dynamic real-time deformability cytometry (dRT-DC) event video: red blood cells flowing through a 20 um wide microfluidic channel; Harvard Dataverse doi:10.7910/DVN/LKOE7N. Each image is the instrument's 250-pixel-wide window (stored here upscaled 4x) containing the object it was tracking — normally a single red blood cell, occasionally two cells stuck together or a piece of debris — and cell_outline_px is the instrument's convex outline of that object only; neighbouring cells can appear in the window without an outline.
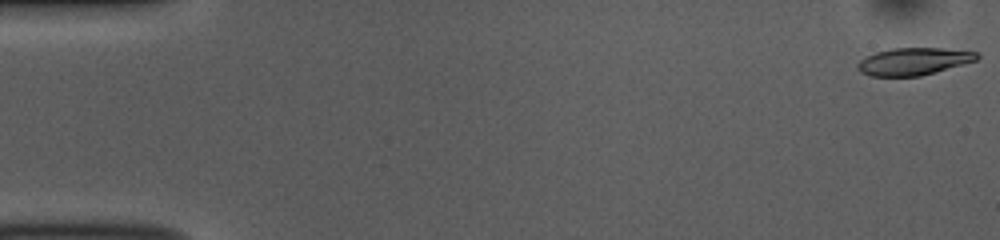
{"species": "common noctule bat (a hibernating species)", "species_latin": "Nyctalus noctula", "temperature_condition": "room temperature", "stored_images_in_passage": 52, "camera_frame_rate_fps": 3000, "um_per_image_px": 0.085, "animal": {"sex": "female", "body_mass_g": 10.0, "forearm_length_mm": 53.1}, "frame": {"image": 1, "passage_image": 1, "time_ms": 0.0, "image_size_px": [1000, 240], "cell_outline_px": [[980, 56], [976, 60], [936, 72], [920, 76], [872, 76], [860, 72], [856, 68], [856, 64], [860, 60], [876, 52], [892, 48], [940, 48], [976, 52]], "centroid_in_image_um": [77.62, 5.22], "position_along_channel_um": 7.4, "area_um2": 18.84}}
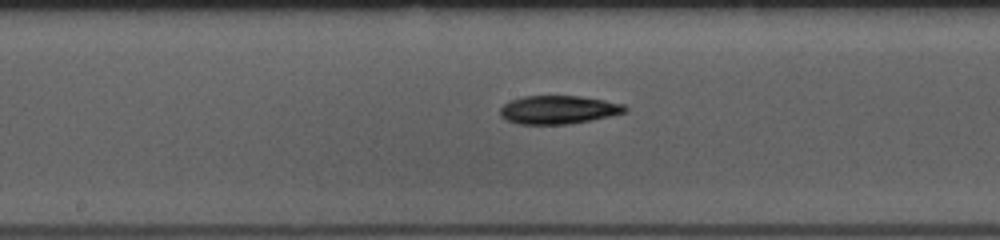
{"frame": {"image": 2, "passage_image": 27, "time_ms": 8.667, "image_size_px": [1000, 240], "cell_outline_px": [[628, 112], [568, 124], [520, 124], [508, 120], [500, 116], [500, 108], [508, 100], [524, 96], [580, 96], [604, 100], [624, 104], [628, 108]], "centroid_in_image_um": [47.45, 9.32], "position_along_channel_um": 200.7, "area_um2": 20.58}}
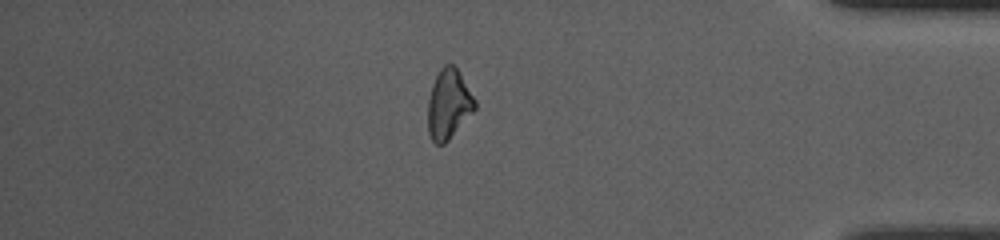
{"frame": {"image": 3, "passage_image": 45, "time_ms": 14.667, "image_size_px": [1000, 240], "cell_outline_px": [[476, 108], [448, 140], [444, 144], [436, 144], [432, 140], [428, 132], [428, 100], [432, 84], [440, 68], [444, 64], [452, 64], [460, 72], [476, 100]], "centroid_in_image_um": [38.13, 8.84], "position_along_channel_um": 397.1, "area_um2": 19.02}, "authors_computed_cell_mechanics": {"area_um2": 19.941, "velocity_mm_per_s": 3.8183, "shape_relaxation_time_tau1_ms": 7.7171, "shape_relaxation_time_tau2_ms": null, "deformation_change_tau1": 0.1956, "deformation_change_tau2": null}}